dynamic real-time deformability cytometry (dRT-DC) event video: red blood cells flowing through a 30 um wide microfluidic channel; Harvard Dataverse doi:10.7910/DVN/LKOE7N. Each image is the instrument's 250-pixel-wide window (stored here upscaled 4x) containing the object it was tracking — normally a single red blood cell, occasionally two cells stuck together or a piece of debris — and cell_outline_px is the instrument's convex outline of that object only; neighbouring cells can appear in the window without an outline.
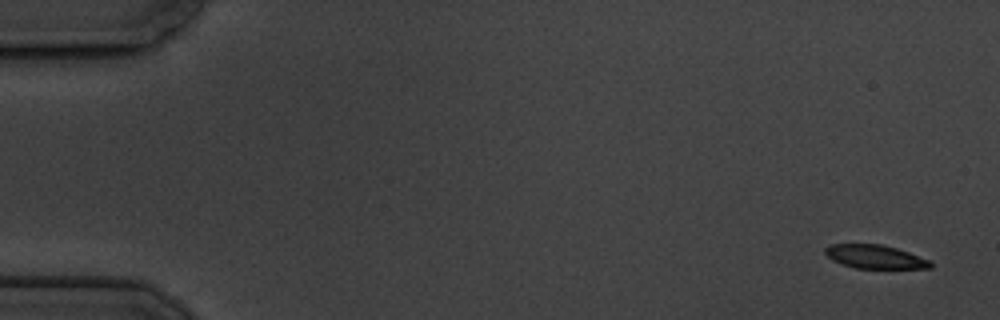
{"species": "common noctule bat (a hibernating species)", "species_latin": "Nyctalus noctula", "temperature_condition": "cold", "stored_images_in_passage": 6, "camera_frame_rate_fps": 3000, "um_per_image_px": 0.085, "animal": {"sex": "male", "body_mass_g": 19.5, "forearm_length_mm": 54.6}, "frame": {"image": 1, "passage_image": 1, "time_ms": 0.0, "image_size_px": [1000, 320], "cell_outline_px": [[932, 268], [856, 268], [832, 260], [824, 252], [824, 248], [832, 244], [880, 244], [896, 248], [908, 252], [928, 260], [932, 264]], "centroid_in_image_um": [74.35, 21.82], "position_along_channel_um": 10.7, "area_um2": 14.22}}
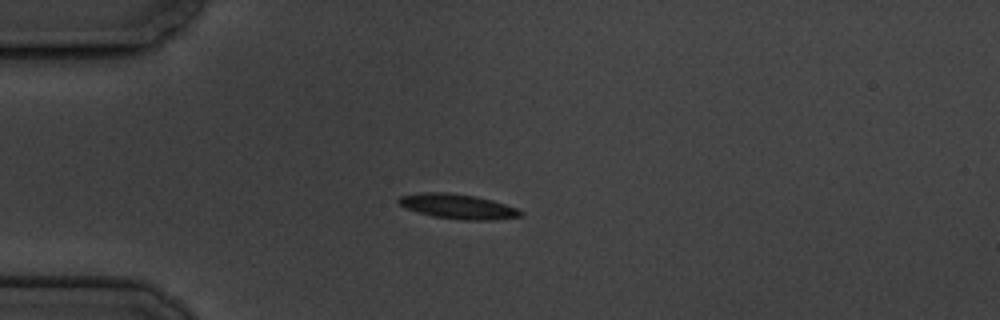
{"frame": {"image": 2, "passage_image": 5, "time_ms": 4.333, "image_size_px": [1000, 320], "cell_outline_px": [[524, 216], [496, 220], [464, 220], [432, 216], [408, 208], [400, 204], [396, 200], [400, 196], [424, 192], [448, 192], [476, 196], [492, 200], [516, 208], [524, 212]], "centroid_in_image_um": [38.97, 17.55], "position_along_channel_um": 46.0, "area_um2": 17.57}}